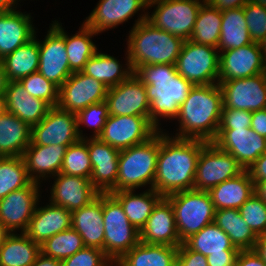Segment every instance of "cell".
Masks as SVG:
<instances>
[{
  "label": "cell",
  "instance_id": "1",
  "mask_svg": "<svg viewBox=\"0 0 266 266\" xmlns=\"http://www.w3.org/2000/svg\"><path fill=\"white\" fill-rule=\"evenodd\" d=\"M206 143L200 139L170 137L160 130L154 190L167 197L194 189L197 161Z\"/></svg>",
  "mask_w": 266,
  "mask_h": 266
},
{
  "label": "cell",
  "instance_id": "2",
  "mask_svg": "<svg viewBox=\"0 0 266 266\" xmlns=\"http://www.w3.org/2000/svg\"><path fill=\"white\" fill-rule=\"evenodd\" d=\"M134 73L147 91L149 120L158 130H162L159 128V117L177 119L180 106L194 85L179 75L173 64L140 66Z\"/></svg>",
  "mask_w": 266,
  "mask_h": 266
},
{
  "label": "cell",
  "instance_id": "3",
  "mask_svg": "<svg viewBox=\"0 0 266 266\" xmlns=\"http://www.w3.org/2000/svg\"><path fill=\"white\" fill-rule=\"evenodd\" d=\"M223 109V94L218 83L193 86L180 106L177 138L216 139Z\"/></svg>",
  "mask_w": 266,
  "mask_h": 266
},
{
  "label": "cell",
  "instance_id": "4",
  "mask_svg": "<svg viewBox=\"0 0 266 266\" xmlns=\"http://www.w3.org/2000/svg\"><path fill=\"white\" fill-rule=\"evenodd\" d=\"M147 15L141 14L129 31L127 52L133 71L145 65H175L184 43L180 37L155 28L147 21Z\"/></svg>",
  "mask_w": 266,
  "mask_h": 266
},
{
  "label": "cell",
  "instance_id": "5",
  "mask_svg": "<svg viewBox=\"0 0 266 266\" xmlns=\"http://www.w3.org/2000/svg\"><path fill=\"white\" fill-rule=\"evenodd\" d=\"M160 131L144 143L120 150L116 185L108 192L135 190L145 185L154 189Z\"/></svg>",
  "mask_w": 266,
  "mask_h": 266
},
{
  "label": "cell",
  "instance_id": "6",
  "mask_svg": "<svg viewBox=\"0 0 266 266\" xmlns=\"http://www.w3.org/2000/svg\"><path fill=\"white\" fill-rule=\"evenodd\" d=\"M174 210L180 241L214 222L215 207L208 191L189 189L166 197Z\"/></svg>",
  "mask_w": 266,
  "mask_h": 266
},
{
  "label": "cell",
  "instance_id": "7",
  "mask_svg": "<svg viewBox=\"0 0 266 266\" xmlns=\"http://www.w3.org/2000/svg\"><path fill=\"white\" fill-rule=\"evenodd\" d=\"M104 253L118 261L140 242V232L129 222L121 204L109 193H102Z\"/></svg>",
  "mask_w": 266,
  "mask_h": 266
},
{
  "label": "cell",
  "instance_id": "8",
  "mask_svg": "<svg viewBox=\"0 0 266 266\" xmlns=\"http://www.w3.org/2000/svg\"><path fill=\"white\" fill-rule=\"evenodd\" d=\"M205 0H149L148 8L154 7L147 21L155 28L161 29L180 37L184 41L190 40L197 19L199 9Z\"/></svg>",
  "mask_w": 266,
  "mask_h": 266
},
{
  "label": "cell",
  "instance_id": "9",
  "mask_svg": "<svg viewBox=\"0 0 266 266\" xmlns=\"http://www.w3.org/2000/svg\"><path fill=\"white\" fill-rule=\"evenodd\" d=\"M215 47L184 41L175 64L177 73L194 86L219 81L220 53Z\"/></svg>",
  "mask_w": 266,
  "mask_h": 266
},
{
  "label": "cell",
  "instance_id": "10",
  "mask_svg": "<svg viewBox=\"0 0 266 266\" xmlns=\"http://www.w3.org/2000/svg\"><path fill=\"white\" fill-rule=\"evenodd\" d=\"M243 171L244 168L230 153L221 150L213 142H207L197 161L194 189L209 191Z\"/></svg>",
  "mask_w": 266,
  "mask_h": 266
},
{
  "label": "cell",
  "instance_id": "11",
  "mask_svg": "<svg viewBox=\"0 0 266 266\" xmlns=\"http://www.w3.org/2000/svg\"><path fill=\"white\" fill-rule=\"evenodd\" d=\"M159 130L144 116L109 115L98 138L118 150L144 143Z\"/></svg>",
  "mask_w": 266,
  "mask_h": 266
},
{
  "label": "cell",
  "instance_id": "12",
  "mask_svg": "<svg viewBox=\"0 0 266 266\" xmlns=\"http://www.w3.org/2000/svg\"><path fill=\"white\" fill-rule=\"evenodd\" d=\"M38 45V72L60 87L73 73L68 62L62 24L55 20L44 41H38Z\"/></svg>",
  "mask_w": 266,
  "mask_h": 266
},
{
  "label": "cell",
  "instance_id": "13",
  "mask_svg": "<svg viewBox=\"0 0 266 266\" xmlns=\"http://www.w3.org/2000/svg\"><path fill=\"white\" fill-rule=\"evenodd\" d=\"M81 138L77 130L76 114L51 107L47 115L31 127V143L33 145H65L70 146Z\"/></svg>",
  "mask_w": 266,
  "mask_h": 266
},
{
  "label": "cell",
  "instance_id": "14",
  "mask_svg": "<svg viewBox=\"0 0 266 266\" xmlns=\"http://www.w3.org/2000/svg\"><path fill=\"white\" fill-rule=\"evenodd\" d=\"M40 183L15 190L0 200V224L7 233H24L39 201Z\"/></svg>",
  "mask_w": 266,
  "mask_h": 266
},
{
  "label": "cell",
  "instance_id": "15",
  "mask_svg": "<svg viewBox=\"0 0 266 266\" xmlns=\"http://www.w3.org/2000/svg\"><path fill=\"white\" fill-rule=\"evenodd\" d=\"M108 88L81 71L73 72L59 87L58 107L77 113L91 104L105 101Z\"/></svg>",
  "mask_w": 266,
  "mask_h": 266
},
{
  "label": "cell",
  "instance_id": "16",
  "mask_svg": "<svg viewBox=\"0 0 266 266\" xmlns=\"http://www.w3.org/2000/svg\"><path fill=\"white\" fill-rule=\"evenodd\" d=\"M218 84L223 94V107L250 112L266 108V72Z\"/></svg>",
  "mask_w": 266,
  "mask_h": 266
},
{
  "label": "cell",
  "instance_id": "17",
  "mask_svg": "<svg viewBox=\"0 0 266 266\" xmlns=\"http://www.w3.org/2000/svg\"><path fill=\"white\" fill-rule=\"evenodd\" d=\"M219 81L253 77L266 72L260 43L220 51Z\"/></svg>",
  "mask_w": 266,
  "mask_h": 266
},
{
  "label": "cell",
  "instance_id": "18",
  "mask_svg": "<svg viewBox=\"0 0 266 266\" xmlns=\"http://www.w3.org/2000/svg\"><path fill=\"white\" fill-rule=\"evenodd\" d=\"M105 102L109 115L144 116L149 119L147 91L135 73L117 86L108 88Z\"/></svg>",
  "mask_w": 266,
  "mask_h": 266
},
{
  "label": "cell",
  "instance_id": "19",
  "mask_svg": "<svg viewBox=\"0 0 266 266\" xmlns=\"http://www.w3.org/2000/svg\"><path fill=\"white\" fill-rule=\"evenodd\" d=\"M213 143L230 153L244 170H248L266 152V137L257 134L251 128L218 130Z\"/></svg>",
  "mask_w": 266,
  "mask_h": 266
},
{
  "label": "cell",
  "instance_id": "20",
  "mask_svg": "<svg viewBox=\"0 0 266 266\" xmlns=\"http://www.w3.org/2000/svg\"><path fill=\"white\" fill-rule=\"evenodd\" d=\"M55 178L50 203L64 207L71 213L88 205L100 194L88 178L63 173H58Z\"/></svg>",
  "mask_w": 266,
  "mask_h": 266
},
{
  "label": "cell",
  "instance_id": "21",
  "mask_svg": "<svg viewBox=\"0 0 266 266\" xmlns=\"http://www.w3.org/2000/svg\"><path fill=\"white\" fill-rule=\"evenodd\" d=\"M87 148L92 166L90 181L100 193H108L116 185L120 150L98 137H87Z\"/></svg>",
  "mask_w": 266,
  "mask_h": 266
},
{
  "label": "cell",
  "instance_id": "22",
  "mask_svg": "<svg viewBox=\"0 0 266 266\" xmlns=\"http://www.w3.org/2000/svg\"><path fill=\"white\" fill-rule=\"evenodd\" d=\"M140 241L145 244L179 246L174 210L170 201L162 197L140 231Z\"/></svg>",
  "mask_w": 266,
  "mask_h": 266
},
{
  "label": "cell",
  "instance_id": "23",
  "mask_svg": "<svg viewBox=\"0 0 266 266\" xmlns=\"http://www.w3.org/2000/svg\"><path fill=\"white\" fill-rule=\"evenodd\" d=\"M149 0H100L84 23L97 34L132 18L139 10H147Z\"/></svg>",
  "mask_w": 266,
  "mask_h": 266
},
{
  "label": "cell",
  "instance_id": "24",
  "mask_svg": "<svg viewBox=\"0 0 266 266\" xmlns=\"http://www.w3.org/2000/svg\"><path fill=\"white\" fill-rule=\"evenodd\" d=\"M72 213L64 207L51 203L36 207L24 232L35 243L41 245L51 236L71 228Z\"/></svg>",
  "mask_w": 266,
  "mask_h": 266
},
{
  "label": "cell",
  "instance_id": "25",
  "mask_svg": "<svg viewBox=\"0 0 266 266\" xmlns=\"http://www.w3.org/2000/svg\"><path fill=\"white\" fill-rule=\"evenodd\" d=\"M30 14L0 11V60L35 37Z\"/></svg>",
  "mask_w": 266,
  "mask_h": 266
},
{
  "label": "cell",
  "instance_id": "26",
  "mask_svg": "<svg viewBox=\"0 0 266 266\" xmlns=\"http://www.w3.org/2000/svg\"><path fill=\"white\" fill-rule=\"evenodd\" d=\"M4 98L6 112L18 116L30 127L38 124L51 108L44 100L30 96L19 81H8Z\"/></svg>",
  "mask_w": 266,
  "mask_h": 266
},
{
  "label": "cell",
  "instance_id": "27",
  "mask_svg": "<svg viewBox=\"0 0 266 266\" xmlns=\"http://www.w3.org/2000/svg\"><path fill=\"white\" fill-rule=\"evenodd\" d=\"M67 147L65 145L44 146L30 143L23 154L30 179L40 183V179H46L48 174L49 177H54L60 173Z\"/></svg>",
  "mask_w": 266,
  "mask_h": 266
},
{
  "label": "cell",
  "instance_id": "28",
  "mask_svg": "<svg viewBox=\"0 0 266 266\" xmlns=\"http://www.w3.org/2000/svg\"><path fill=\"white\" fill-rule=\"evenodd\" d=\"M102 212V193L91 203L72 212L71 228L82 237L85 247L104 252V224Z\"/></svg>",
  "mask_w": 266,
  "mask_h": 266
},
{
  "label": "cell",
  "instance_id": "29",
  "mask_svg": "<svg viewBox=\"0 0 266 266\" xmlns=\"http://www.w3.org/2000/svg\"><path fill=\"white\" fill-rule=\"evenodd\" d=\"M210 194L215 210L239 209L254 195V182L247 170L211 188Z\"/></svg>",
  "mask_w": 266,
  "mask_h": 266
},
{
  "label": "cell",
  "instance_id": "30",
  "mask_svg": "<svg viewBox=\"0 0 266 266\" xmlns=\"http://www.w3.org/2000/svg\"><path fill=\"white\" fill-rule=\"evenodd\" d=\"M134 191H115L110 194L121 204L129 222L140 232L163 196L151 188L140 194Z\"/></svg>",
  "mask_w": 266,
  "mask_h": 266
},
{
  "label": "cell",
  "instance_id": "31",
  "mask_svg": "<svg viewBox=\"0 0 266 266\" xmlns=\"http://www.w3.org/2000/svg\"><path fill=\"white\" fill-rule=\"evenodd\" d=\"M31 143V127L18 116L5 112L0 118V157L23 156Z\"/></svg>",
  "mask_w": 266,
  "mask_h": 266
},
{
  "label": "cell",
  "instance_id": "32",
  "mask_svg": "<svg viewBox=\"0 0 266 266\" xmlns=\"http://www.w3.org/2000/svg\"><path fill=\"white\" fill-rule=\"evenodd\" d=\"M125 55H127V63L125 64L127 67L122 68V65L115 57L97 51L86 62L81 72L101 81L107 88L117 86L134 73L128 52Z\"/></svg>",
  "mask_w": 266,
  "mask_h": 266
},
{
  "label": "cell",
  "instance_id": "33",
  "mask_svg": "<svg viewBox=\"0 0 266 266\" xmlns=\"http://www.w3.org/2000/svg\"><path fill=\"white\" fill-rule=\"evenodd\" d=\"M177 252L178 246L145 244L140 241L118 263L121 266H174Z\"/></svg>",
  "mask_w": 266,
  "mask_h": 266
},
{
  "label": "cell",
  "instance_id": "34",
  "mask_svg": "<svg viewBox=\"0 0 266 266\" xmlns=\"http://www.w3.org/2000/svg\"><path fill=\"white\" fill-rule=\"evenodd\" d=\"M40 253V245L25 233H7L0 246V266H31Z\"/></svg>",
  "mask_w": 266,
  "mask_h": 266
},
{
  "label": "cell",
  "instance_id": "35",
  "mask_svg": "<svg viewBox=\"0 0 266 266\" xmlns=\"http://www.w3.org/2000/svg\"><path fill=\"white\" fill-rule=\"evenodd\" d=\"M214 223L230 238L239 250H254L258 236L241 217L238 209L215 210Z\"/></svg>",
  "mask_w": 266,
  "mask_h": 266
},
{
  "label": "cell",
  "instance_id": "36",
  "mask_svg": "<svg viewBox=\"0 0 266 266\" xmlns=\"http://www.w3.org/2000/svg\"><path fill=\"white\" fill-rule=\"evenodd\" d=\"M8 81H19L37 72L39 67V45L35 37L2 59Z\"/></svg>",
  "mask_w": 266,
  "mask_h": 266
},
{
  "label": "cell",
  "instance_id": "37",
  "mask_svg": "<svg viewBox=\"0 0 266 266\" xmlns=\"http://www.w3.org/2000/svg\"><path fill=\"white\" fill-rule=\"evenodd\" d=\"M243 7L222 11V26L217 49L226 51L251 44Z\"/></svg>",
  "mask_w": 266,
  "mask_h": 266
},
{
  "label": "cell",
  "instance_id": "38",
  "mask_svg": "<svg viewBox=\"0 0 266 266\" xmlns=\"http://www.w3.org/2000/svg\"><path fill=\"white\" fill-rule=\"evenodd\" d=\"M222 26V11L204 1L199 9L190 41L217 48Z\"/></svg>",
  "mask_w": 266,
  "mask_h": 266
},
{
  "label": "cell",
  "instance_id": "39",
  "mask_svg": "<svg viewBox=\"0 0 266 266\" xmlns=\"http://www.w3.org/2000/svg\"><path fill=\"white\" fill-rule=\"evenodd\" d=\"M183 243L189 249L204 256L224 253V250H239L231 243L229 236L214 222L191 235Z\"/></svg>",
  "mask_w": 266,
  "mask_h": 266
},
{
  "label": "cell",
  "instance_id": "40",
  "mask_svg": "<svg viewBox=\"0 0 266 266\" xmlns=\"http://www.w3.org/2000/svg\"><path fill=\"white\" fill-rule=\"evenodd\" d=\"M97 33L84 22L78 33L68 36L64 31V42L68 55L70 69L73 72L81 71L86 62L98 51L92 38Z\"/></svg>",
  "mask_w": 266,
  "mask_h": 266
},
{
  "label": "cell",
  "instance_id": "41",
  "mask_svg": "<svg viewBox=\"0 0 266 266\" xmlns=\"http://www.w3.org/2000/svg\"><path fill=\"white\" fill-rule=\"evenodd\" d=\"M31 182L23 156L0 157V200Z\"/></svg>",
  "mask_w": 266,
  "mask_h": 266
},
{
  "label": "cell",
  "instance_id": "42",
  "mask_svg": "<svg viewBox=\"0 0 266 266\" xmlns=\"http://www.w3.org/2000/svg\"><path fill=\"white\" fill-rule=\"evenodd\" d=\"M84 247L82 237L70 228L51 236L40 245L41 253L47 257L64 260Z\"/></svg>",
  "mask_w": 266,
  "mask_h": 266
},
{
  "label": "cell",
  "instance_id": "43",
  "mask_svg": "<svg viewBox=\"0 0 266 266\" xmlns=\"http://www.w3.org/2000/svg\"><path fill=\"white\" fill-rule=\"evenodd\" d=\"M60 173L90 179L92 166L87 148V136L67 147Z\"/></svg>",
  "mask_w": 266,
  "mask_h": 266
},
{
  "label": "cell",
  "instance_id": "44",
  "mask_svg": "<svg viewBox=\"0 0 266 266\" xmlns=\"http://www.w3.org/2000/svg\"><path fill=\"white\" fill-rule=\"evenodd\" d=\"M19 82L30 96L44 100L51 107L58 105L59 87L38 71L20 79Z\"/></svg>",
  "mask_w": 266,
  "mask_h": 266
},
{
  "label": "cell",
  "instance_id": "45",
  "mask_svg": "<svg viewBox=\"0 0 266 266\" xmlns=\"http://www.w3.org/2000/svg\"><path fill=\"white\" fill-rule=\"evenodd\" d=\"M108 116V105L105 101L91 104L85 109L78 111L76 113V121L79 137L81 139L85 138V135H82V130L79 128L80 125L84 124V126L86 125L87 127H93L94 134L92 136L97 138L102 133Z\"/></svg>",
  "mask_w": 266,
  "mask_h": 266
},
{
  "label": "cell",
  "instance_id": "46",
  "mask_svg": "<svg viewBox=\"0 0 266 266\" xmlns=\"http://www.w3.org/2000/svg\"><path fill=\"white\" fill-rule=\"evenodd\" d=\"M241 217L257 236L266 234V203L255 194L239 209Z\"/></svg>",
  "mask_w": 266,
  "mask_h": 266
},
{
  "label": "cell",
  "instance_id": "47",
  "mask_svg": "<svg viewBox=\"0 0 266 266\" xmlns=\"http://www.w3.org/2000/svg\"><path fill=\"white\" fill-rule=\"evenodd\" d=\"M243 11L251 40L260 43L266 36V7L249 1Z\"/></svg>",
  "mask_w": 266,
  "mask_h": 266
},
{
  "label": "cell",
  "instance_id": "48",
  "mask_svg": "<svg viewBox=\"0 0 266 266\" xmlns=\"http://www.w3.org/2000/svg\"><path fill=\"white\" fill-rule=\"evenodd\" d=\"M112 260L103 250L83 247L72 256L61 261V266H108Z\"/></svg>",
  "mask_w": 266,
  "mask_h": 266
},
{
  "label": "cell",
  "instance_id": "49",
  "mask_svg": "<svg viewBox=\"0 0 266 266\" xmlns=\"http://www.w3.org/2000/svg\"><path fill=\"white\" fill-rule=\"evenodd\" d=\"M251 120L252 112L250 111L223 107L219 130L250 128Z\"/></svg>",
  "mask_w": 266,
  "mask_h": 266
},
{
  "label": "cell",
  "instance_id": "50",
  "mask_svg": "<svg viewBox=\"0 0 266 266\" xmlns=\"http://www.w3.org/2000/svg\"><path fill=\"white\" fill-rule=\"evenodd\" d=\"M177 266H208L207 258L201 253L189 249L184 243L178 246Z\"/></svg>",
  "mask_w": 266,
  "mask_h": 266
},
{
  "label": "cell",
  "instance_id": "51",
  "mask_svg": "<svg viewBox=\"0 0 266 266\" xmlns=\"http://www.w3.org/2000/svg\"><path fill=\"white\" fill-rule=\"evenodd\" d=\"M239 251L224 250V253L210 254L206 256L208 266H235Z\"/></svg>",
  "mask_w": 266,
  "mask_h": 266
},
{
  "label": "cell",
  "instance_id": "52",
  "mask_svg": "<svg viewBox=\"0 0 266 266\" xmlns=\"http://www.w3.org/2000/svg\"><path fill=\"white\" fill-rule=\"evenodd\" d=\"M235 266H266V262L255 250H240L236 258Z\"/></svg>",
  "mask_w": 266,
  "mask_h": 266
},
{
  "label": "cell",
  "instance_id": "53",
  "mask_svg": "<svg viewBox=\"0 0 266 266\" xmlns=\"http://www.w3.org/2000/svg\"><path fill=\"white\" fill-rule=\"evenodd\" d=\"M247 171L253 182L266 180V152L262 154Z\"/></svg>",
  "mask_w": 266,
  "mask_h": 266
},
{
  "label": "cell",
  "instance_id": "54",
  "mask_svg": "<svg viewBox=\"0 0 266 266\" xmlns=\"http://www.w3.org/2000/svg\"><path fill=\"white\" fill-rule=\"evenodd\" d=\"M251 129L266 137V108L252 112Z\"/></svg>",
  "mask_w": 266,
  "mask_h": 266
},
{
  "label": "cell",
  "instance_id": "55",
  "mask_svg": "<svg viewBox=\"0 0 266 266\" xmlns=\"http://www.w3.org/2000/svg\"><path fill=\"white\" fill-rule=\"evenodd\" d=\"M220 11L244 7L250 0H205Z\"/></svg>",
  "mask_w": 266,
  "mask_h": 266
},
{
  "label": "cell",
  "instance_id": "56",
  "mask_svg": "<svg viewBox=\"0 0 266 266\" xmlns=\"http://www.w3.org/2000/svg\"><path fill=\"white\" fill-rule=\"evenodd\" d=\"M31 266H61V261L40 253Z\"/></svg>",
  "mask_w": 266,
  "mask_h": 266
},
{
  "label": "cell",
  "instance_id": "57",
  "mask_svg": "<svg viewBox=\"0 0 266 266\" xmlns=\"http://www.w3.org/2000/svg\"><path fill=\"white\" fill-rule=\"evenodd\" d=\"M254 250L266 262V234L258 236Z\"/></svg>",
  "mask_w": 266,
  "mask_h": 266
},
{
  "label": "cell",
  "instance_id": "58",
  "mask_svg": "<svg viewBox=\"0 0 266 266\" xmlns=\"http://www.w3.org/2000/svg\"><path fill=\"white\" fill-rule=\"evenodd\" d=\"M254 194L266 203V180L254 182Z\"/></svg>",
  "mask_w": 266,
  "mask_h": 266
},
{
  "label": "cell",
  "instance_id": "59",
  "mask_svg": "<svg viewBox=\"0 0 266 266\" xmlns=\"http://www.w3.org/2000/svg\"><path fill=\"white\" fill-rule=\"evenodd\" d=\"M7 84H8L7 76L4 70L2 60H0V97L5 96Z\"/></svg>",
  "mask_w": 266,
  "mask_h": 266
},
{
  "label": "cell",
  "instance_id": "60",
  "mask_svg": "<svg viewBox=\"0 0 266 266\" xmlns=\"http://www.w3.org/2000/svg\"><path fill=\"white\" fill-rule=\"evenodd\" d=\"M18 2V0H0V11L16 10Z\"/></svg>",
  "mask_w": 266,
  "mask_h": 266
},
{
  "label": "cell",
  "instance_id": "61",
  "mask_svg": "<svg viewBox=\"0 0 266 266\" xmlns=\"http://www.w3.org/2000/svg\"><path fill=\"white\" fill-rule=\"evenodd\" d=\"M6 112L5 98L0 97V118Z\"/></svg>",
  "mask_w": 266,
  "mask_h": 266
},
{
  "label": "cell",
  "instance_id": "62",
  "mask_svg": "<svg viewBox=\"0 0 266 266\" xmlns=\"http://www.w3.org/2000/svg\"><path fill=\"white\" fill-rule=\"evenodd\" d=\"M260 45H261V49H262V53H263V59H264V62L266 64V36L260 42Z\"/></svg>",
  "mask_w": 266,
  "mask_h": 266
},
{
  "label": "cell",
  "instance_id": "63",
  "mask_svg": "<svg viewBox=\"0 0 266 266\" xmlns=\"http://www.w3.org/2000/svg\"><path fill=\"white\" fill-rule=\"evenodd\" d=\"M6 234H7V232L4 230V228L0 224V246H1V243H2V240H3L4 236Z\"/></svg>",
  "mask_w": 266,
  "mask_h": 266
},
{
  "label": "cell",
  "instance_id": "64",
  "mask_svg": "<svg viewBox=\"0 0 266 266\" xmlns=\"http://www.w3.org/2000/svg\"><path fill=\"white\" fill-rule=\"evenodd\" d=\"M252 3L263 5L266 7V0H250Z\"/></svg>",
  "mask_w": 266,
  "mask_h": 266
},
{
  "label": "cell",
  "instance_id": "65",
  "mask_svg": "<svg viewBox=\"0 0 266 266\" xmlns=\"http://www.w3.org/2000/svg\"><path fill=\"white\" fill-rule=\"evenodd\" d=\"M121 266L118 261H112L108 266Z\"/></svg>",
  "mask_w": 266,
  "mask_h": 266
}]
</instances>
